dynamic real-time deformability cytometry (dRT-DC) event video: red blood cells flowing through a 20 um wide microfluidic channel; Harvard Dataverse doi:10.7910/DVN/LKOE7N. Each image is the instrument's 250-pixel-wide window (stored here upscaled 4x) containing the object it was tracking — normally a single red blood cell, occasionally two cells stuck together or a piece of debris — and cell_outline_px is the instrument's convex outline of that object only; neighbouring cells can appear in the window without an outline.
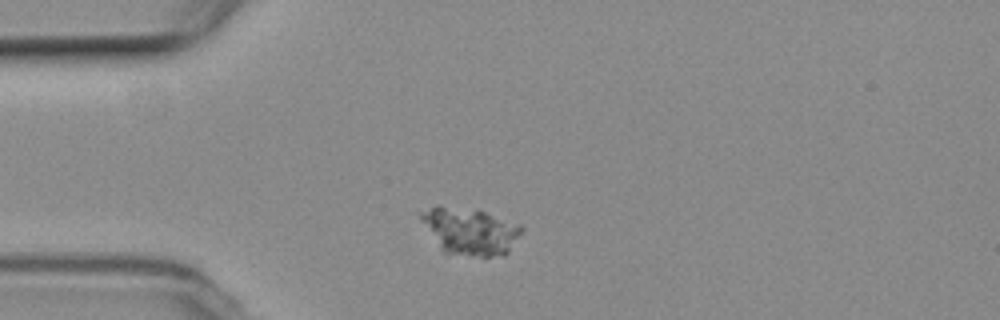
{"species": "common noctule bat (a hibernating species)", "species_latin": "Nyctalus noctula", "temperature_condition": "room temperature", "stored_images_in_passage": 4, "camera_frame_rate_fps": 3000, "um_per_image_px": 0.085, "animal": {"sex": "female", "body_mass_g": 19.3, "forearm_length_mm": 54.1}, "frame": {"image": 1, "passage_image": 1, "time_ms": 0.0, "image_size_px": [1000, 320], "cell_outline_px": [[524, 228], [508, 252], [504, 256], [480, 256], [444, 252], [440, 248], [420, 220], [420, 212], [436, 204], [440, 204], [484, 212], [520, 224]], "centroid_in_image_um": [39.94, 19.63], "position_along_channel_um": 45.1, "area_um2": 27.28}}
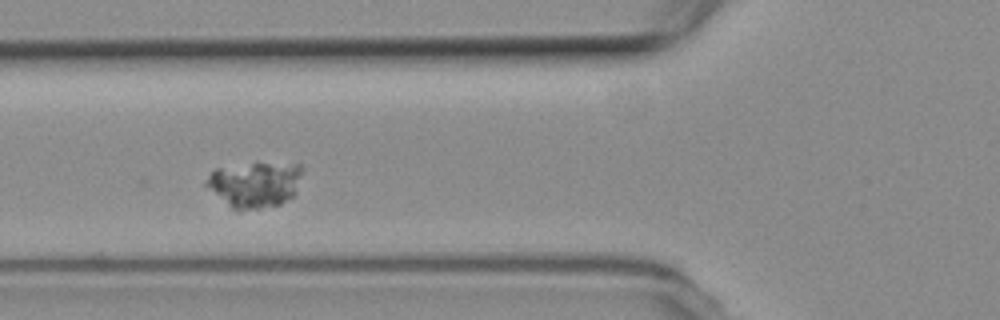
{"frame": {"image": 2, "passage_image": 3, "time_ms": 2.333, "image_size_px": [1000, 320], "cell_outline_px": [[304, 168], [296, 192], [292, 196], [280, 204], [240, 212], [236, 212], [204, 184], [204, 180], [216, 168], [256, 160], [300, 164]], "centroid_in_image_um": [21.67, 15.62], "position_along_channel_um": 104.1, "area_um2": 26.59}}
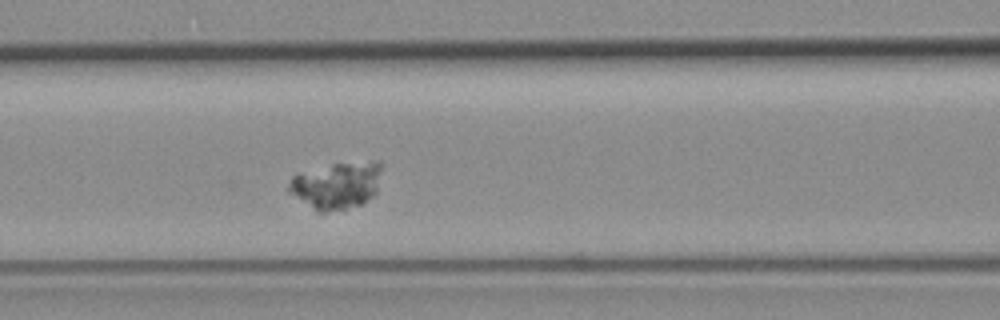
{"frame": {"image": 3, "passage_image": 4, "time_ms": 3.333, "image_size_px": [1000, 320], "cell_outline_px": [[380, 172], [376, 192], [372, 196], [360, 204], [344, 208], [324, 212], [320, 212], [288, 192], [288, 184], [292, 176], [296, 172], [332, 164], [376, 160], [380, 160]], "centroid_in_image_um": [28.58, 15.71], "position_along_channel_um": 138.0, "area_um2": 25.14}}